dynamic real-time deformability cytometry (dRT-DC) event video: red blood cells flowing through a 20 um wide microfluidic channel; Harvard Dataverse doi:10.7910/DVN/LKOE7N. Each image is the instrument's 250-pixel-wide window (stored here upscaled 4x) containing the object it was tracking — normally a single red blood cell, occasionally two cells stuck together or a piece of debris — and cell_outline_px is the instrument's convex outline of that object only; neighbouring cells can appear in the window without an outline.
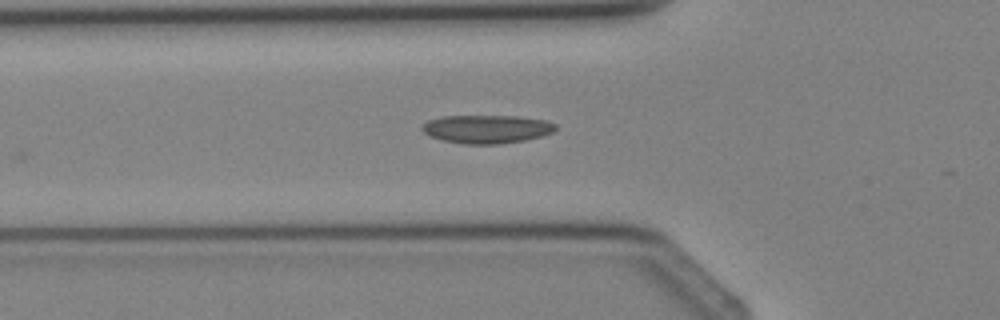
{"species": "Egyptian fruit bat (a non-hibernating species)", "species_latin": "Rousettus aegyptiacus", "temperature_condition": "cold", "stored_images_in_passage": 5, "camera_frame_rate_fps": 3000, "um_per_image_px": 0.085, "animal": {"sex": "female"}, "frame": {"image": 1, "passage_image": 4, "time_ms": 3.333, "image_size_px": [1000, 320], "cell_outline_px": [[556, 128], [552, 132], [540, 136], [524, 140], [500, 144], [464, 144], [444, 140], [432, 136], [424, 132], [420, 128], [428, 120], [444, 116], [516, 116], [544, 120], [556, 124]], "centroid_in_image_um": [41.37, 10.97], "position_along_channel_um": 84.4, "area_um2": 21.79}}